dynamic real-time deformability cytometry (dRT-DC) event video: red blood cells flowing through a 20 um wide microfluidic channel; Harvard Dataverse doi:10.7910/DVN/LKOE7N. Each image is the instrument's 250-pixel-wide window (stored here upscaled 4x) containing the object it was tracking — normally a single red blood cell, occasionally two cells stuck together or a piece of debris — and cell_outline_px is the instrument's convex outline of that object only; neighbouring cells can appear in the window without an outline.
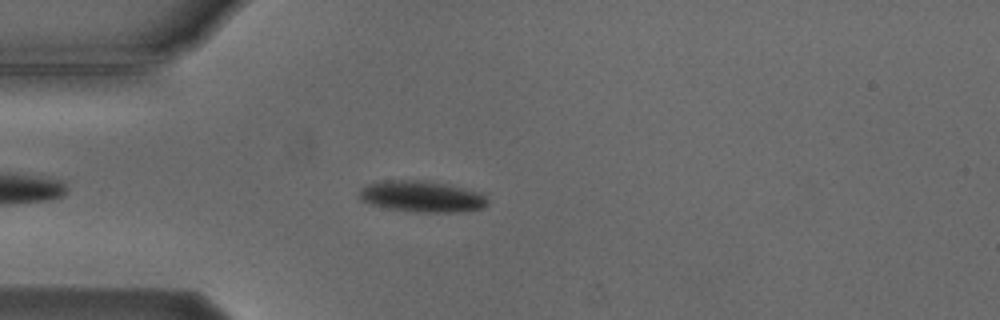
{"species": "Egyptian fruit bat (a non-hibernating species)", "species_latin": "Rousettus aegyptiacus", "temperature_condition": "cold", "stored_images_in_passage": 4, "camera_frame_rate_fps": 3000, "um_per_image_px": 0.085, "animal": {"sex": "male"}, "frame": {"image": 1, "passage_image": 4, "time_ms": 3.333, "image_size_px": [1000, 320], "cell_outline_px": [[488, 204], [484, 208], [468, 212], [416, 212], [384, 208], [360, 200], [356, 196], [360, 188], [368, 184], [384, 180], [424, 180], [484, 192], [488, 200]], "centroid_in_image_um": [35.87, 16.71], "position_along_channel_um": 49.1, "area_um2": 23.87}}